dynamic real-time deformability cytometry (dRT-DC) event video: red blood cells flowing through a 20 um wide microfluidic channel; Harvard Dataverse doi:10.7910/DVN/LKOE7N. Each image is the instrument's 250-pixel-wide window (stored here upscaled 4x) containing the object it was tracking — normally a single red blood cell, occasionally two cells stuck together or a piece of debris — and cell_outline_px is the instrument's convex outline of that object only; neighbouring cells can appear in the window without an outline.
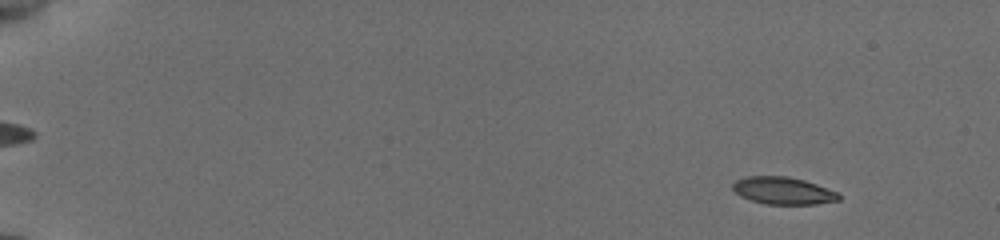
{"species": "common noctule bat (a hibernating species)", "species_latin": "Nyctalus noctula", "temperature_condition": "cold", "stored_images_in_passage": 16, "camera_frame_rate_fps": 3000, "um_per_image_px": 0.085, "animal": {"sex": "female", "body_mass_g": 19.5, "forearm_length_mm": 54.1}, "frame": {"image": 1, "passage_image": 6, "time_ms": 1.667, "image_size_px": [1000, 240], "cell_outline_px": [[840, 200], [816, 204], [764, 204], [740, 196], [732, 188], [732, 184], [736, 180], [744, 176], [788, 176], [804, 180], [840, 192]], "centroid_in_image_um": [66.58, 16.2], "position_along_channel_um": 18.4, "area_um2": 16.99}}